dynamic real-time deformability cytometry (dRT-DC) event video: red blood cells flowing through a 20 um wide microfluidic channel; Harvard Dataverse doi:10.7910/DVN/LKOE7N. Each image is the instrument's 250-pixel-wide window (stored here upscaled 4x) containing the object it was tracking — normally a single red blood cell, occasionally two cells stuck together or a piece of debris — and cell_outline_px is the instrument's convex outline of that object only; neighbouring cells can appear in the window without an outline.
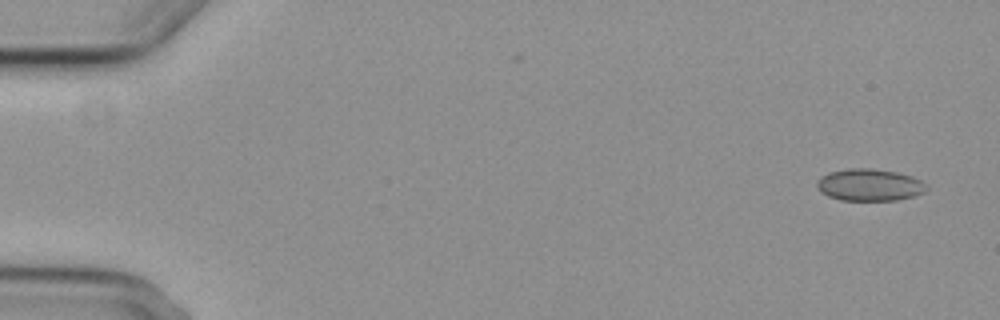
{"species": "common noctule bat (a hibernating species)", "species_latin": "Nyctalus noctula", "temperature_condition": "cold", "stored_images_in_passage": 5, "camera_frame_rate_fps": 3000, "um_per_image_px": 0.085, "animal": {"sex": "female", "body_mass_g": 29.2, "forearm_length_mm": 56.3}, "frame": {"image": 1, "passage_image": 1, "time_ms": 0.0, "image_size_px": [1000, 320], "cell_outline_px": [[928, 188], [924, 192], [912, 196], [896, 200], [840, 200], [828, 196], [820, 192], [816, 184], [816, 180], [820, 176], [828, 172], [848, 168], [872, 168], [896, 172], [912, 176], [920, 180]], "centroid_in_image_um": [73.85, 15.71], "position_along_channel_um": 11.1, "area_um2": 20.52}}
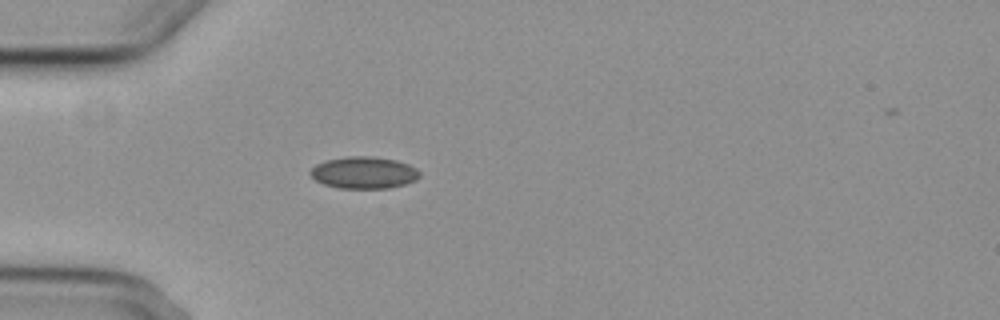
{"frame": {"image": 2, "passage_image": 5, "time_ms": 4.667, "image_size_px": [1000, 320], "cell_outline_px": [[420, 176], [416, 180], [404, 184], [388, 188], [340, 188], [324, 184], [316, 180], [308, 172], [316, 164], [328, 160], [348, 156], [372, 156], [396, 160], [408, 164], [416, 168], [420, 172]], "centroid_in_image_um": [30.94, 14.67], "position_along_channel_um": 54.1, "area_um2": 20.23}}